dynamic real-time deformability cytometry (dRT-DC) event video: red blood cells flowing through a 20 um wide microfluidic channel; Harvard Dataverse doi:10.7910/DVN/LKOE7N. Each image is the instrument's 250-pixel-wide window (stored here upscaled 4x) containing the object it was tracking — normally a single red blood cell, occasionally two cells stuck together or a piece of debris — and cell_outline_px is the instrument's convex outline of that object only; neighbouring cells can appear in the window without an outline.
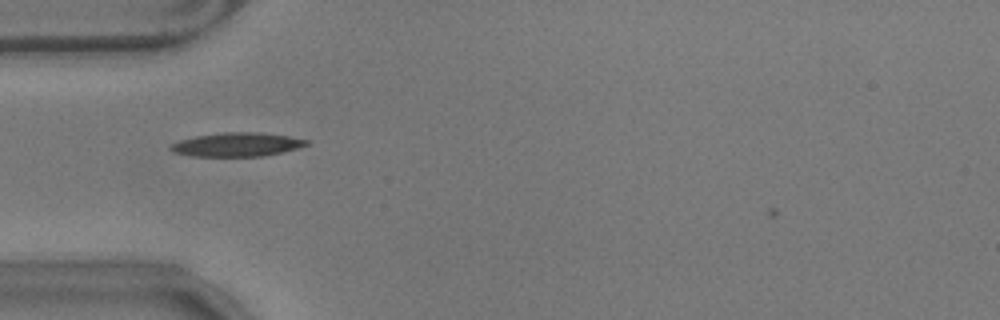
{"species": "common noctule bat (a hibernating species)", "species_latin": "Nyctalus noctula", "temperature_condition": "warm", "stored_images_in_passage": 48, "camera_frame_rate_fps": 3000, "um_per_image_px": 0.085, "animal": {"sex": "male", "body_mass_g": 17.9}, "frame": {"image": 1, "passage_image": 8, "time_ms": 2.333, "image_size_px": [1000, 320], "cell_outline_px": [[308, 144], [300, 148], [284, 152], [264, 156], [192, 156], [172, 152], [168, 148], [172, 144], [180, 140], [196, 136], [224, 132], [260, 132], [288, 136], [308, 140]], "centroid_in_image_um": [20.16, 12.29], "position_along_channel_um": 64.8, "area_um2": 18.9}}
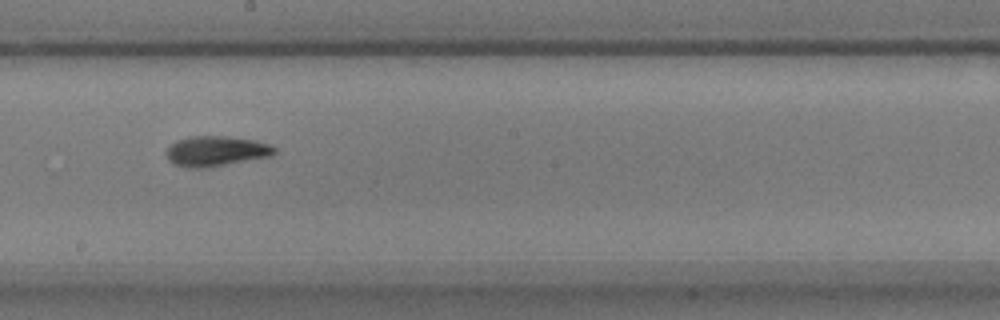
{"frame": {"image": 2, "passage_image": 22, "time_ms": 7.0, "image_size_px": [1000, 320], "cell_outline_px": [[276, 152], [272, 156], [208, 168], [188, 168], [172, 164], [168, 160], [164, 152], [176, 140], [188, 136], [228, 136], [256, 140], [272, 144], [276, 148]], "centroid_in_image_um": [18.37, 12.85], "position_along_channel_um": 229.8, "area_um2": 19.54}}
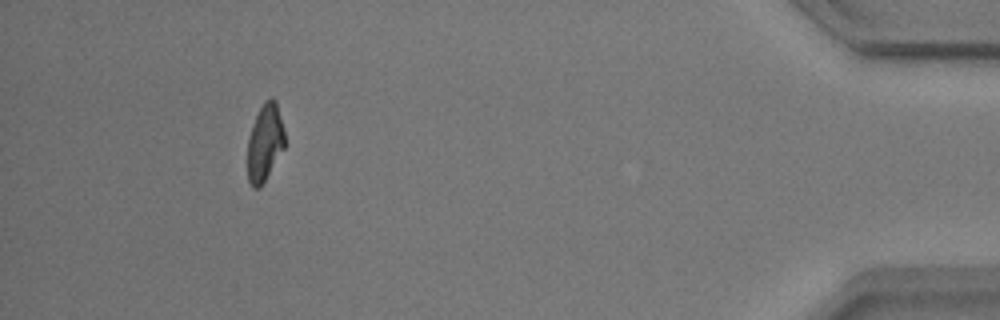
{"frame": {"image": 3, "passage_image": 43, "time_ms": 14.0, "image_size_px": [1000, 320], "cell_outline_px": [[284, 148], [260, 188], [252, 188], [248, 180], [248, 136], [256, 116], [264, 100], [272, 96], [276, 100], [284, 128]], "centroid_in_image_um": [22.51, 12.1], "position_along_channel_um": 412.7, "area_um2": 16.7}, "authors_computed_cell_mechanics": {"area_um2": 17.5712, "velocity_mm_per_s": 3.5283, "shape_relaxation_time_tau1_ms": 4.4417, "shape_relaxation_time_tau2_ms": 5.7242, "deformation_change_tau1": 0.162, "deformation_change_tau2": 0.1346}}